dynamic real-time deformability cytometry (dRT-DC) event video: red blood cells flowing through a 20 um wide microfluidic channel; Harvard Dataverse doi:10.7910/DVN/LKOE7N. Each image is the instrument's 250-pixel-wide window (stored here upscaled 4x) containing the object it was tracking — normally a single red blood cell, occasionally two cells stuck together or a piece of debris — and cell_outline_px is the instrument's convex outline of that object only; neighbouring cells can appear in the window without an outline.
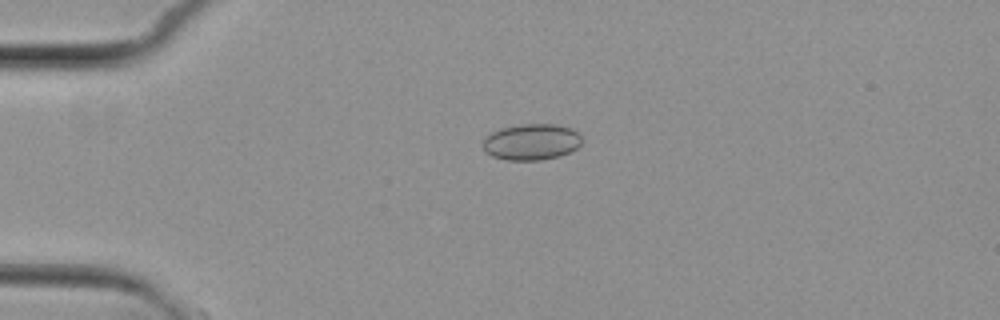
{"species": "common noctule bat (a hibernating species)", "species_latin": "Nyctalus noctula", "temperature_condition": "cold", "stored_images_in_passage": 1, "camera_frame_rate_fps": 3000, "um_per_image_px": 0.085, "animal": {"sex": "female", "body_mass_g": 29.2, "forearm_length_mm": 56.3}, "frame": {"image": 1, "passage_image": 1, "time_ms": 0.0, "image_size_px": [1000, 320], "cell_outline_px": [[584, 140], [576, 148], [560, 156], [540, 160], [508, 160], [492, 156], [484, 152], [484, 140], [492, 132], [500, 128], [520, 124], [556, 124], [572, 128], [580, 132]], "centroid_in_image_um": [45.22, 12.05], "position_along_channel_um": 39.8, "area_um2": 21.04}}